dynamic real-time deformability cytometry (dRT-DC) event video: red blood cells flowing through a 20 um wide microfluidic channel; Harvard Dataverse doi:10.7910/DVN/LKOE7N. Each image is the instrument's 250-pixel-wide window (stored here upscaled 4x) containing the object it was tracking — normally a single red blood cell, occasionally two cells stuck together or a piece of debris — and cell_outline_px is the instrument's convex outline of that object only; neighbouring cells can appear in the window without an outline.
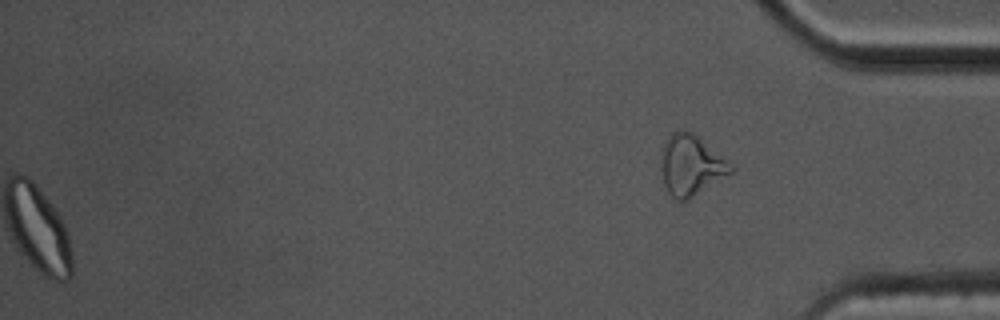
{"species": "common noctule bat (a hibernating species)", "species_latin": "Nyctalus noctula", "temperature_condition": "cold", "stored_images_in_passage": 53, "segment_of_instrument_passage": [2, 2], "camera_frame_rate_fps": 3000, "um_per_image_px": 0.085, "animal": {"sex": "male", "body_mass_g": 17.5, "forearm_length_mm": 52.3}, "frame": {"image": 1, "passage_image": 53, "time_ms": 17.333, "image_size_px": [1000, 320], "cell_outline_px": [[736, 172], [688, 200], [676, 200], [668, 192], [664, 184], [660, 164], [660, 148], [668, 136], [676, 128], [684, 128], [692, 132], [732, 164], [736, 168]], "centroid_in_image_um": [58.73, 14.03], "position_along_channel_um": 376.5, "area_um2": 25.32}}